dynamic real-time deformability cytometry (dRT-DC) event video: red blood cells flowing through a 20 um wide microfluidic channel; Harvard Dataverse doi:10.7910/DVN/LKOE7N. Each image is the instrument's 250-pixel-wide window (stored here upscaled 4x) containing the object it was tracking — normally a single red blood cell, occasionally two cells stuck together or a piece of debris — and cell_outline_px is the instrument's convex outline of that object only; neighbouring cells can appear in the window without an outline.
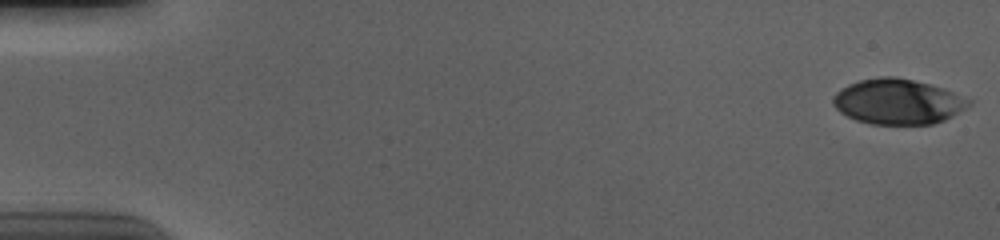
{"species": "human", "species_latin": "Homo sapiens", "temperature_condition": "cold", "stored_images_in_passage": 56, "camera_frame_rate_fps": 3000, "um_per_image_px": 0.085, "donor": {"sex": "male"}, "frame": {"image": 1, "passage_image": 1, "time_ms": 0.0, "image_size_px": [1000, 240], "cell_outline_px": [[972, 104], [952, 116], [944, 120], [932, 124], [872, 124], [856, 120], [840, 112], [832, 104], [832, 96], [840, 88], [848, 84], [860, 80], [880, 76], [896, 76], [944, 88], [972, 100]], "centroid_in_image_um": [76.3, 8.63], "position_along_channel_um": 8.7, "area_um2": 35.89}}
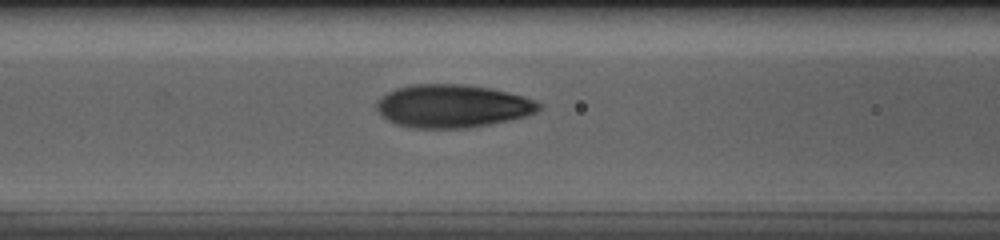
{"frame": {"image": 2, "passage_image": 24, "time_ms": 7.667, "image_size_px": [1000, 240], "cell_outline_px": [[544, 104], [536, 112], [524, 116], [508, 120], [468, 128], [412, 128], [396, 124], [388, 120], [376, 108], [376, 100], [380, 96], [396, 88], [412, 84], [460, 84], [488, 88], [508, 92], [524, 96]], "centroid_in_image_um": [38.44, 9.01], "position_along_channel_um": 128.2, "area_um2": 40.63}}
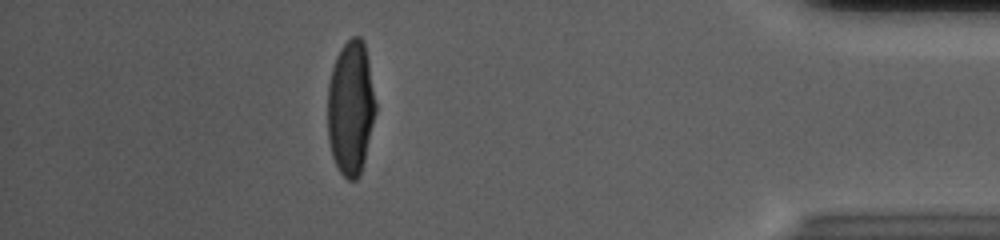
{"frame": {"image": 3, "passage_image": 50, "time_ms": 16.333, "image_size_px": [1000, 240], "cell_outline_px": [[376, 112], [360, 176], [356, 180], [348, 180], [340, 172], [332, 156], [328, 140], [328, 84], [332, 68], [336, 56], [340, 48], [352, 36], [360, 36], [364, 40], [368, 60], [376, 104]], "centroid_in_image_um": [29.81, 9.16], "position_along_channel_um": 405.4, "area_um2": 37.63}, "authors_computed_cell_mechanics": {"area_um2": 38.8127, "velocity_mm_per_s": 3.7023, "shape_relaxation_time_tau1_ms": 4.3798, "shape_relaxation_time_tau2_ms": null, "deformation_change_tau1": 0.2166, "deformation_change_tau2": null}}